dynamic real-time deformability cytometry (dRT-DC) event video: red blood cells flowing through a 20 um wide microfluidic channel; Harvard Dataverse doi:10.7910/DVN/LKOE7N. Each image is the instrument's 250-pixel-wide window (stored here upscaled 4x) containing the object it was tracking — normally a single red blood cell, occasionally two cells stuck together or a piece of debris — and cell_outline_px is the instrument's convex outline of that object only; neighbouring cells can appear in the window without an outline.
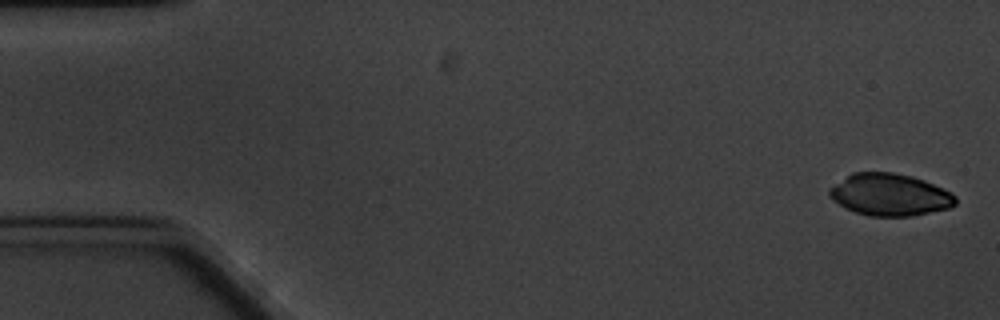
{"species": "common noctule bat (a hibernating species)", "species_latin": "Nyctalus noctula", "temperature_condition": "cold", "stored_images_in_passage": 5, "camera_frame_rate_fps": 3000, "um_per_image_px": 0.085, "animal": {"sex": "male", "body_mass_g": 20.1, "forearm_length_mm": 53.5}, "frame": {"image": 1, "passage_image": 1, "time_ms": 0.0, "image_size_px": [1000, 320], "cell_outline_px": [[956, 204], [948, 208], [912, 216], [868, 216], [856, 212], [832, 200], [828, 196], [828, 188], [852, 172], [892, 172], [912, 176], [924, 180], [956, 196]], "centroid_in_image_um": [75.59, 16.54], "position_along_channel_um": 9.4, "area_um2": 30.75}}